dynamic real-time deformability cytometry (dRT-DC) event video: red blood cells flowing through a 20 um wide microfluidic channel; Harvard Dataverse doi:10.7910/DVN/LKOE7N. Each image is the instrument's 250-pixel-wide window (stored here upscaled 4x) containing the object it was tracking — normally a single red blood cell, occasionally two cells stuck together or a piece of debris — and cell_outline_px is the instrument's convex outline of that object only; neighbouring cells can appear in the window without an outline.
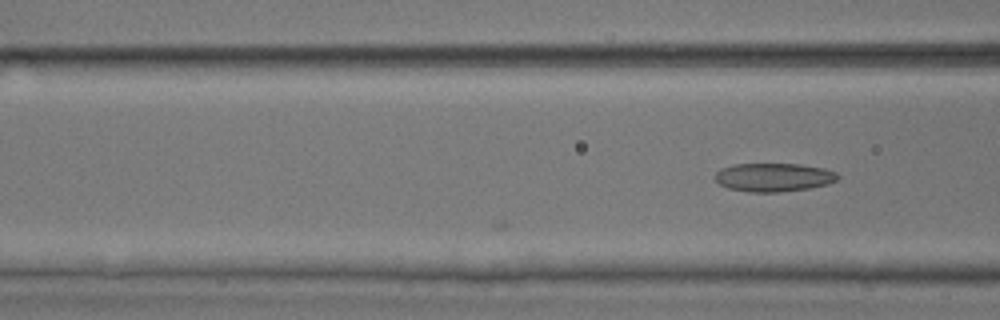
{"species": "common noctule bat (a hibernating species)", "species_latin": "Nyctalus noctula", "temperature_condition": "room temperature", "stored_images_in_passage": 21, "camera_frame_rate_fps": 3000, "um_per_image_px": 0.085, "animal": {"sex": "male", "body_mass_g": 17.9, "forearm_length_mm": 54.2}, "frame": {"image": 1, "passage_image": 21, "time_ms": 6.667, "image_size_px": [1000, 320], "cell_outline_px": [[840, 176], [836, 180], [828, 184], [808, 188], [776, 192], [748, 192], [728, 188], [720, 184], [716, 180], [716, 172], [720, 168], [732, 164], [800, 164], [824, 168], [836, 172]], "centroid_in_image_um": [65.76, 15.06], "position_along_channel_um": 100.8, "area_um2": 20.35}}